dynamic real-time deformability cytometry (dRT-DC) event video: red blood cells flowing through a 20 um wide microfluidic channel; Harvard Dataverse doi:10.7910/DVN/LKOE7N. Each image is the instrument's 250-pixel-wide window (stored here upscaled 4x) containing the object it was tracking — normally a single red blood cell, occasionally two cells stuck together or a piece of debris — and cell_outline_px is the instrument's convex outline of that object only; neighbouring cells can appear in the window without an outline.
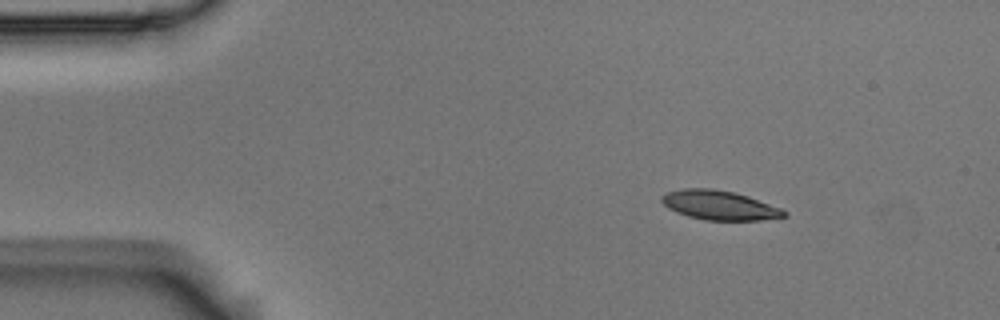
{"species": "Egyptian fruit bat (a non-hibernating species)", "species_latin": "Rousettus aegyptiacus", "temperature_condition": "room temperature", "stored_images_in_passage": 3, "camera_frame_rate_fps": 3000, "um_per_image_px": 0.085, "animal": {"sex": "male"}, "frame": {"image": 1, "passage_image": 1, "time_ms": 0.0, "image_size_px": [1000, 320], "cell_outline_px": [[788, 216], [760, 220], [704, 220], [688, 216], [676, 212], [668, 208], [660, 200], [660, 196], [668, 192], [684, 188], [712, 188], [732, 192], [748, 196], [780, 208], [788, 212]], "centroid_in_image_um": [61.13, 17.44], "position_along_channel_um": 23.9, "area_um2": 20.87}}